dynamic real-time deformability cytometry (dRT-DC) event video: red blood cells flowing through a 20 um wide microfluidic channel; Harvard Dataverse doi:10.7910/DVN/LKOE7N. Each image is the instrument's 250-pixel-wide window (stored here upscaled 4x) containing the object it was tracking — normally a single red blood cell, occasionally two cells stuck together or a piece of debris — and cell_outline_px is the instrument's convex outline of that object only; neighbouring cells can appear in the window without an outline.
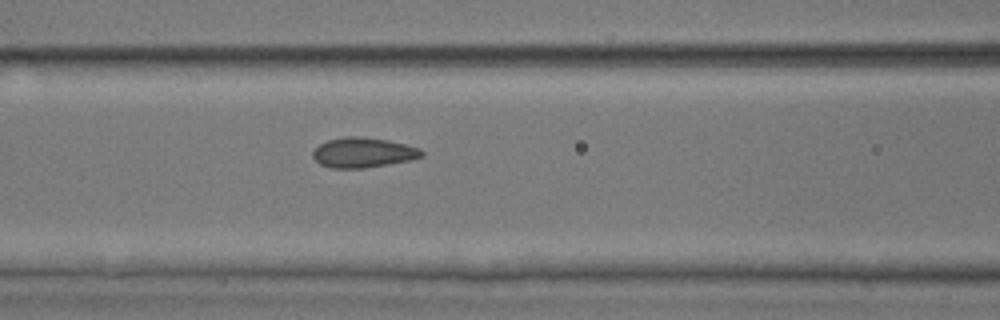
{"species": "common noctule bat (a hibernating species)", "species_latin": "Nyctalus noctula", "temperature_condition": "room temperature", "stored_images_in_passage": 26, "camera_frame_rate_fps": 3000, "um_per_image_px": 0.085, "animal": {"sex": "male", "body_mass_g": 17.9, "forearm_length_mm": 54.2}, "frame": {"image": 1, "passage_image": 15, "time_ms": 4.667, "image_size_px": [1000, 320], "cell_outline_px": [[424, 156], [412, 160], [364, 168], [332, 168], [320, 164], [312, 156], [312, 152], [320, 144], [328, 140], [344, 136], [356, 136], [388, 140], [420, 148], [424, 152]], "centroid_in_image_um": [30.88, 12.97], "position_along_channel_um": 135.7, "area_um2": 19.02}}